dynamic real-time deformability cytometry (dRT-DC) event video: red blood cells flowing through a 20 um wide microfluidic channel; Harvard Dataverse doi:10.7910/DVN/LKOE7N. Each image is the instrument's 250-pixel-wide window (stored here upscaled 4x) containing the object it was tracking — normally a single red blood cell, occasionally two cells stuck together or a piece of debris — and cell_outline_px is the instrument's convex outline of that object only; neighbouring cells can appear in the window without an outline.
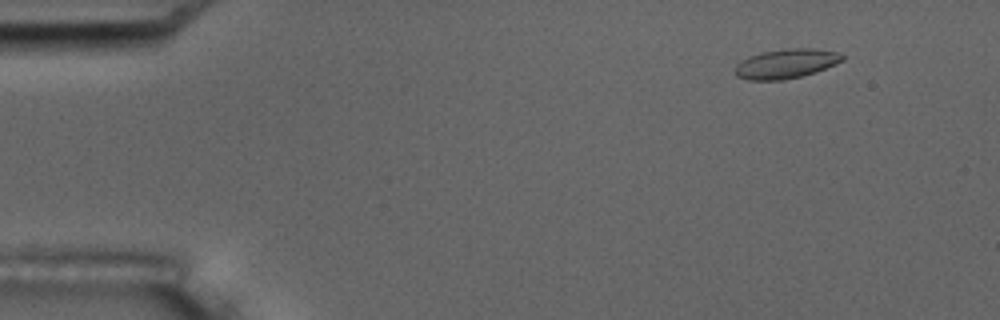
{"species": "common noctule bat (a hibernating species)", "species_latin": "Nyctalus noctula", "temperature_condition": "room temperature", "stored_images_in_passage": 5, "camera_frame_rate_fps": 3000, "um_per_image_px": 0.085, "animal": {"sex": "male", "body_mass_g": 17.5, "forearm_length_mm": 52.3}, "frame": {"image": 1, "passage_image": 2, "time_ms": 1.0, "image_size_px": [1000, 320], "cell_outline_px": [[844, 60], [836, 64], [816, 72], [800, 76], [780, 80], [748, 80], [736, 76], [736, 64], [740, 60], [748, 56], [764, 52], [784, 48], [816, 48], [840, 52], [844, 56]], "centroid_in_image_um": [66.84, 5.4], "position_along_channel_um": 18.2, "area_um2": 18.55}}
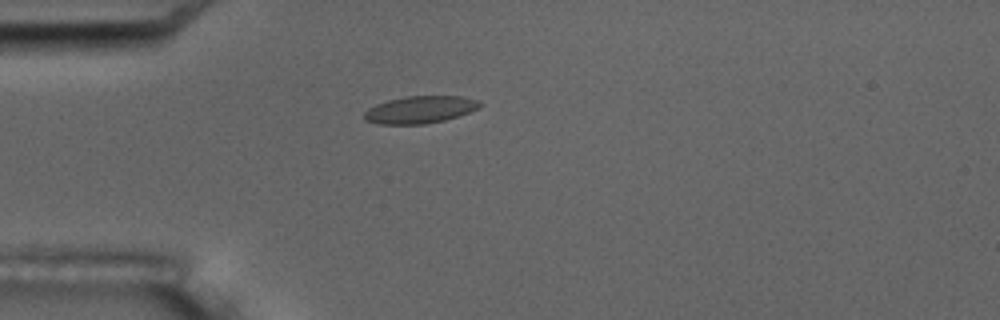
{"frame": {"image": 2, "passage_image": 5, "time_ms": 4.333, "image_size_px": [1000, 320], "cell_outline_px": [[484, 104], [480, 108], [444, 120], [424, 124], [380, 124], [364, 120], [364, 112], [368, 108], [376, 104], [388, 100], [404, 96], [460, 96], [480, 100]], "centroid_in_image_um": [35.71, 9.31], "position_along_channel_um": 49.3, "area_um2": 18.44}}